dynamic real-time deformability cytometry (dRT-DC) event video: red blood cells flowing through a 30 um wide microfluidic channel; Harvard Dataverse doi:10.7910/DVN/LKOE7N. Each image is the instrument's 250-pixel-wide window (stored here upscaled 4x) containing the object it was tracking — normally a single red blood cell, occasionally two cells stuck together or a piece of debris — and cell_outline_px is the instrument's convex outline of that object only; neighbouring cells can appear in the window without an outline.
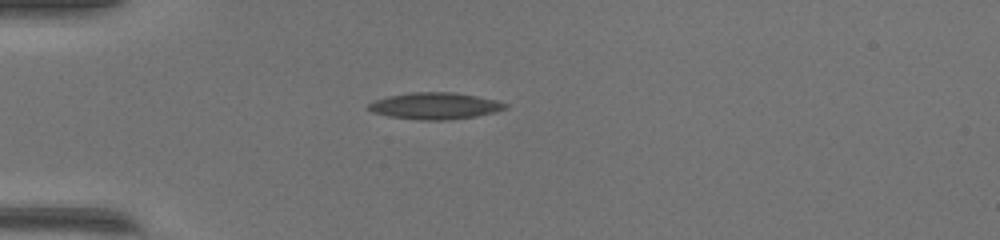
{"species": "common noctule bat (a hibernating species)", "species_latin": "Nyctalus noctula", "temperature_condition": "warm", "stored_images_in_passage": 36, "camera_frame_rate_fps": 3000, "um_per_image_px": 0.085, "animal": {"sex": "female", "body_mass_g": 17.0, "forearm_length_mm": 48.0}, "frame": {"image": 1, "passage_image": 1, "time_ms": 0.0, "image_size_px": [1000, 240], "cell_outline_px": [[508, 108], [496, 112], [476, 116], [448, 120], [420, 120], [388, 116], [372, 112], [368, 108], [368, 104], [372, 100], [388, 96], [412, 92], [456, 92], [496, 100], [508, 104]], "centroid_in_image_um": [36.98, 9.0], "position_along_channel_um": 48.0, "area_um2": 21.39}}
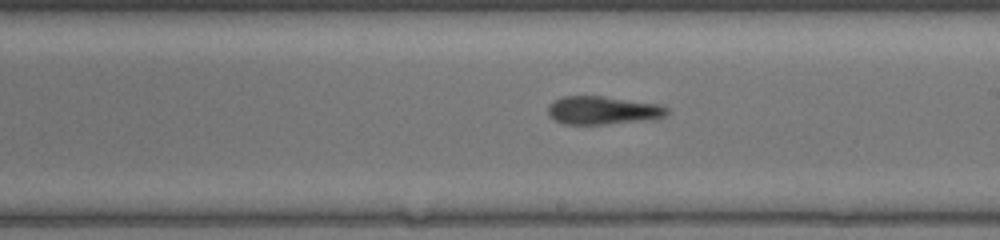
{"frame": {"image": 2, "passage_image": 16, "time_ms": 5.0, "image_size_px": [1000, 240], "cell_outline_px": [[668, 112], [664, 116], [656, 120], [604, 124], [564, 124], [556, 120], [548, 112], [548, 104], [564, 96], [604, 96], [660, 104], [668, 108]], "centroid_in_image_um": [51.3, 9.38], "position_along_channel_um": 237.7, "area_um2": 19.65}}
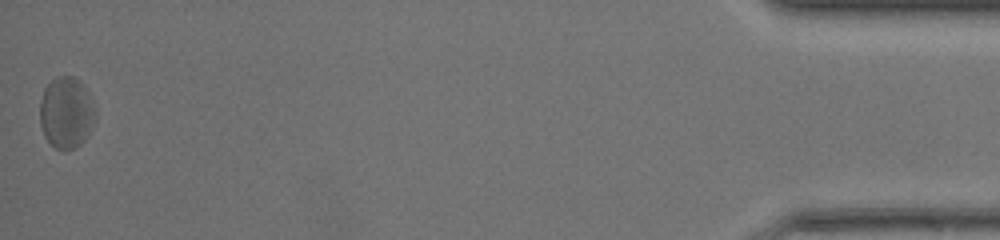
{"frame": {"image": 3, "passage_image": 36, "time_ms": 11.667, "image_size_px": [1000, 240], "cell_outline_px": [[96, 116], [88, 136], [80, 144], [72, 148], [56, 148], [44, 136], [40, 124], [40, 100], [44, 88], [56, 76], [72, 76], [80, 80], [84, 84], [88, 92], [96, 112]], "centroid_in_image_um": [5.64, 9.54], "position_along_channel_um": 429.6, "area_um2": 23.06}, "authors_computed_cell_mechanics": {"area_um2": 20.2878, "velocity_mm_per_s": 4.2424, "shape_relaxation_time_tau1_ms": null, "shape_relaxation_time_tau2_ms": 4.4139, "deformation_change_tau1": null, "deformation_change_tau2": 0.1341}}